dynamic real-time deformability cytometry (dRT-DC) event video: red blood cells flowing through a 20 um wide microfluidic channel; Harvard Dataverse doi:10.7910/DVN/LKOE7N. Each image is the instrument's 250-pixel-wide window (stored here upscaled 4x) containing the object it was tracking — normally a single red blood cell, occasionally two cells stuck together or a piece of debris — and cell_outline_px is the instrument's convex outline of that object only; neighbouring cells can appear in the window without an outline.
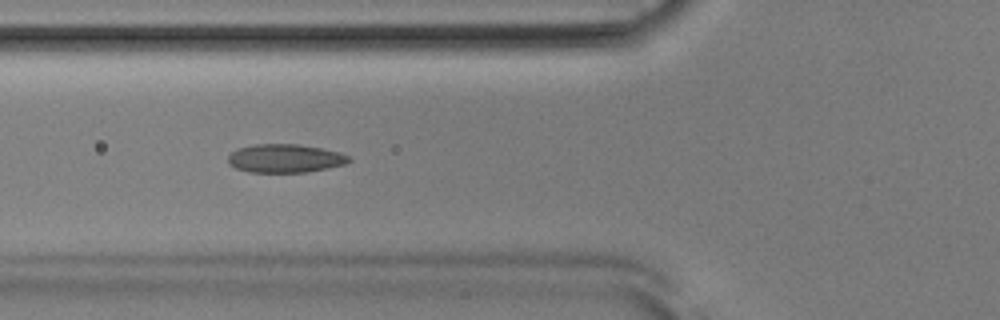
{"species": "Egyptian fruit bat (a non-hibernating species)", "species_latin": "Rousettus aegyptiacus", "temperature_condition": "room temperature", "stored_images_in_passage": 54, "camera_frame_rate_fps": 3000, "um_per_image_px": 0.085, "animal": {"sex": "male"}, "frame": {"image": 1, "passage_image": 20, "time_ms": 6.333, "image_size_px": [1000, 320], "cell_outline_px": [[352, 160], [344, 164], [328, 168], [308, 172], [248, 172], [236, 168], [228, 164], [228, 156], [236, 148], [252, 144], [300, 144], [340, 152], [352, 156]], "centroid_in_image_um": [24.23, 13.45], "position_along_channel_um": 101.6, "area_um2": 20.29}}
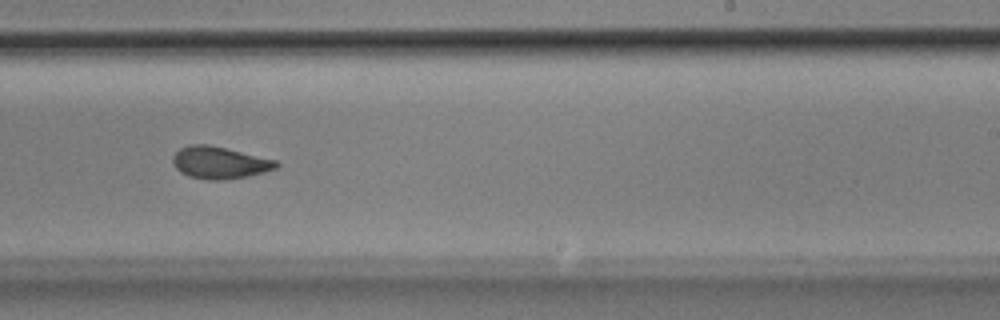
{"frame": {"image": 2, "passage_image": 33, "time_ms": 10.667, "image_size_px": [1000, 320], "cell_outline_px": [[280, 164], [276, 168], [264, 172], [248, 176], [220, 180], [208, 180], [188, 176], [180, 172], [176, 168], [172, 160], [172, 156], [180, 148], [192, 144], [208, 144], [276, 160]], "centroid_in_image_um": [18.64, 13.83], "position_along_channel_um": 270.4, "area_um2": 19.25}}
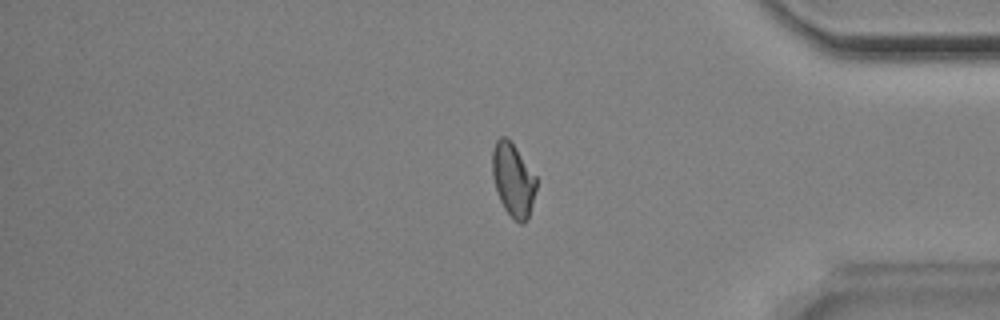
{"frame": {"image": 3, "passage_image": 44, "time_ms": 14.333, "image_size_px": [1000, 320], "cell_outline_px": [[536, 188], [528, 220], [520, 224], [504, 208], [500, 200], [492, 176], [492, 152], [496, 140], [500, 136], [508, 136], [536, 176]], "centroid_in_image_um": [43.61, 15.24], "position_along_channel_um": 391.6, "area_um2": 18.73}, "authors_computed_cell_mechanics": {"area_um2": 19.5942, "velocity_mm_per_s": 3.8984, "shape_relaxation_time_tau1_ms": 6.7949, "shape_relaxation_time_tau2_ms": 1.5584, "deformation_change_tau1": 0.1673, "deformation_change_tau2": 0.0714}}